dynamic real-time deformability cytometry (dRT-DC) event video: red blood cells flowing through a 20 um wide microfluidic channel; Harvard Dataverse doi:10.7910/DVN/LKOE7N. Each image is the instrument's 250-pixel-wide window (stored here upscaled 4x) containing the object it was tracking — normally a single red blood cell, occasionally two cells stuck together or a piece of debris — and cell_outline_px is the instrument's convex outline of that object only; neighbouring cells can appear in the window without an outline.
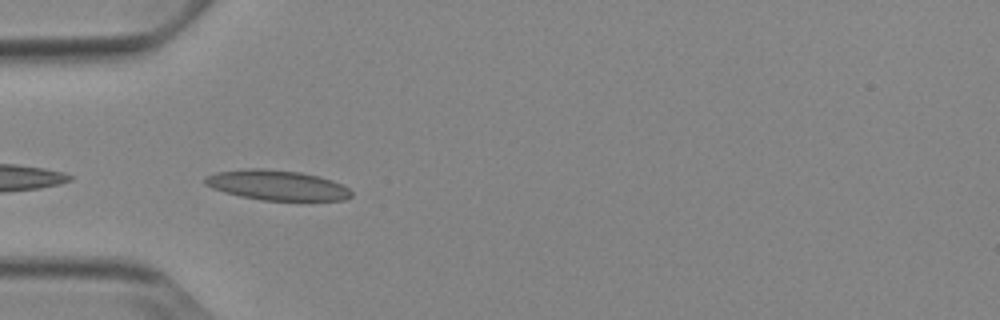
{"species": "Egyptian fruit bat (a non-hibernating species)", "species_latin": "Rousettus aegyptiacus", "temperature_condition": "cold", "stored_images_in_passage": 4, "camera_frame_rate_fps": 3000, "um_per_image_px": 0.085, "animal": {"sex": "female"}, "frame": {"image": 1, "passage_image": 1, "time_ms": 0.0, "image_size_px": [1000, 320], "cell_outline_px": [[352, 196], [344, 200], [260, 200], [240, 196], [224, 192], [212, 188], [204, 184], [204, 180], [208, 176], [216, 172], [248, 168], [264, 168], [300, 172], [320, 176], [344, 184], [352, 192]], "centroid_in_image_um": [23.56, 15.73], "position_along_channel_um": 61.4, "area_um2": 25.72}}